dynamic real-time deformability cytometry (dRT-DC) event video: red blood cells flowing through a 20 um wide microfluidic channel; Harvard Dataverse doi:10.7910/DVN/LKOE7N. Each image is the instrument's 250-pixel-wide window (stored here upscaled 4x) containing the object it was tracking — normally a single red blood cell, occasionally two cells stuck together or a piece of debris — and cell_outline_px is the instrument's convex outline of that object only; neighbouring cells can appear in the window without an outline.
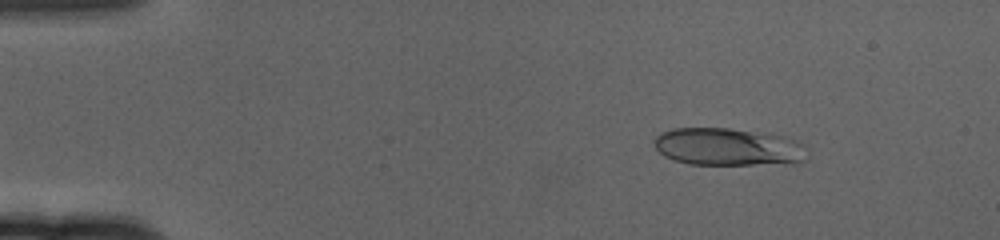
{"species": "human", "species_latin": "Homo sapiens", "temperature_condition": "cold", "stored_images_in_passage": 60, "camera_frame_rate_fps": 3000, "um_per_image_px": 0.085, "donor": {"sex": "female"}, "frame": {"image": 1, "passage_image": 8, "time_ms": 2.333, "image_size_px": [1000, 240], "cell_outline_px": [[808, 160], [800, 164], [688, 164], [672, 160], [664, 156], [656, 148], [652, 140], [660, 132], [672, 128], [728, 128], [784, 136], [800, 140], [808, 144]], "centroid_in_image_um": [61.99, 12.49], "position_along_channel_um": 23.0, "area_um2": 34.39}}
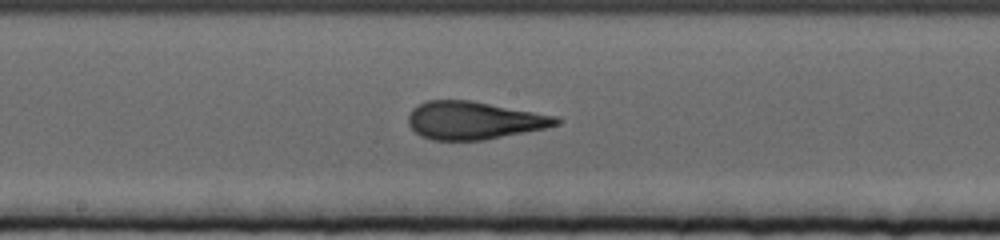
{"frame": {"image": 2, "passage_image": 32, "time_ms": 10.333, "image_size_px": [1000, 240], "cell_outline_px": [[564, 120], [560, 124], [544, 128], [484, 140], [432, 140], [420, 136], [408, 124], [408, 116], [412, 108], [428, 100], [472, 100], [560, 116]], "centroid_in_image_um": [40.33, 10.22], "position_along_channel_um": 207.9, "area_um2": 32.89}}
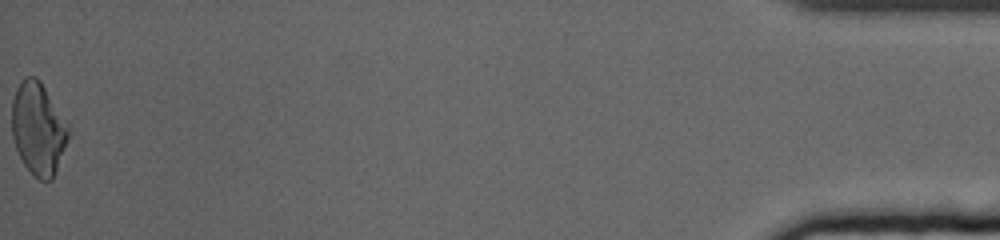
{"frame": {"image": 3, "passage_image": 60, "time_ms": 19.667, "image_size_px": [1000, 240], "cell_outline_px": [[72, 132], [52, 180], [40, 180], [24, 164], [16, 148], [12, 136], [12, 100], [16, 88], [20, 80], [24, 76], [36, 76], [40, 80], [68, 120]], "centroid_in_image_um": [3.29, 10.88], "position_along_channel_um": 431.9, "area_um2": 31.04}, "authors_computed_cell_mechanics": {"area_um2": 32.079, "velocity_mm_per_s": 3.3826, "shape_relaxation_time_tau1_ms": 6.5413, "shape_relaxation_time_tau2_ms": 1.2195, "deformation_change_tau1": 0.215, "deformation_change_tau2": 0.0929}}